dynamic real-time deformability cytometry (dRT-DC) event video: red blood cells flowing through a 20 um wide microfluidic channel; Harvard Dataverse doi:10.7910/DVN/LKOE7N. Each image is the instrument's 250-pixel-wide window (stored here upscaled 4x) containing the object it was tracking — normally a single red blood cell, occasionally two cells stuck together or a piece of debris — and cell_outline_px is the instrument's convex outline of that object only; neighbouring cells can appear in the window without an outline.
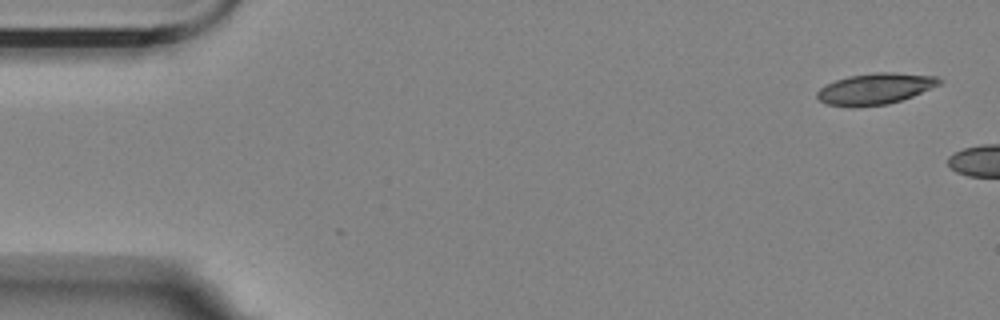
{"species": "Egyptian fruit bat (a non-hibernating species)", "species_latin": "Rousettus aegyptiacus", "temperature_condition": "room temperature", "stored_images_in_passage": 2, "camera_frame_rate_fps": 3000, "um_per_image_px": 0.085, "animal": {"sex": "female"}, "frame": {"image": 1, "passage_image": 2, "time_ms": 0.333, "image_size_px": [1000, 320], "cell_outline_px": [[944, 80], [940, 84], [912, 96], [888, 104], [852, 108], [824, 104], [816, 96], [816, 92], [820, 88], [836, 80], [848, 76], [876, 72], [892, 72], [936, 76]], "centroid_in_image_um": [74.37, 7.56], "position_along_channel_um": 10.6, "area_um2": 22.31}}